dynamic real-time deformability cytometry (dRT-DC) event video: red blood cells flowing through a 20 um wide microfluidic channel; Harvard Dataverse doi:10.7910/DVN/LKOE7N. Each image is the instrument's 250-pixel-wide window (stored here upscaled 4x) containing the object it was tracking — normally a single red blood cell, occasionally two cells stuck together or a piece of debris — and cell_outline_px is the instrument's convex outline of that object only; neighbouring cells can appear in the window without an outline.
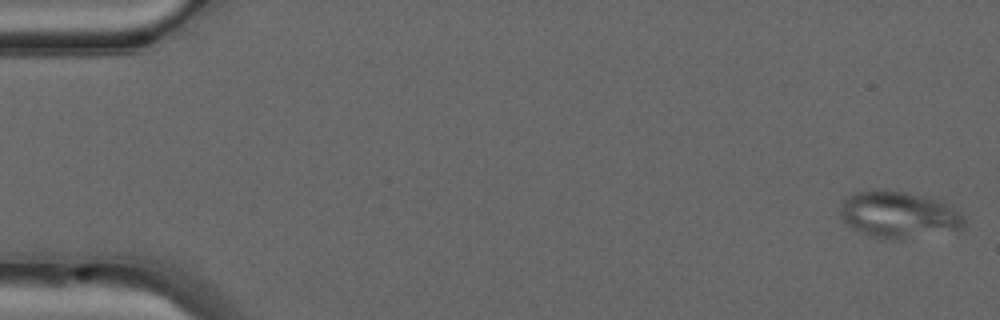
{"species": "common noctule bat (a hibernating species)", "species_latin": "Nyctalus noctula", "temperature_condition": "warm", "stored_images_in_passage": 49, "camera_frame_rate_fps": 3000, "um_per_image_px": 0.085, "animal": {"sex": "male", "forearm_length_mm": 52.5}, "frame": {"image": 1, "passage_image": 1, "time_ms": 0.0, "image_size_px": [1000, 320], "cell_outline_px": [[964, 228], [960, 232], [900, 240], [880, 240], [868, 236], [852, 228], [840, 216], [840, 200], [856, 192], [884, 188], [924, 196], [940, 200], [952, 204], [964, 216]], "centroid_in_image_um": [76.45, 18.28], "position_along_channel_um": 8.5, "area_um2": 35.14}}
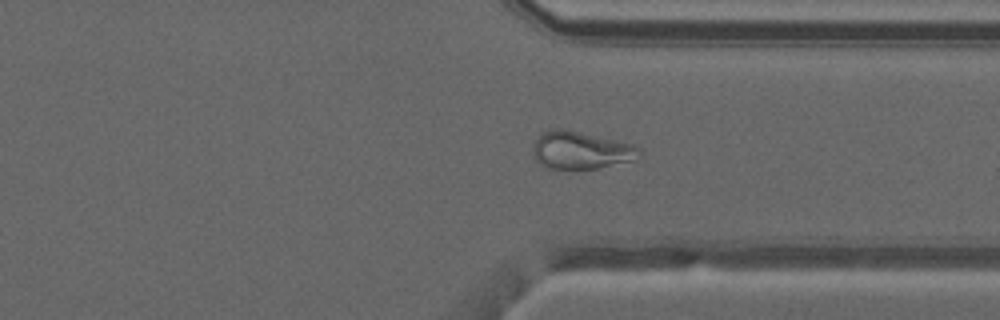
{"frame": {"image": 2, "passage_image": 37, "time_ms": 12.0, "image_size_px": [1000, 320], "cell_outline_px": [[640, 156], [636, 160], [596, 168], [548, 168], [540, 164], [532, 156], [532, 148], [536, 140], [544, 132], [556, 128], [560, 128], [580, 132], [636, 144], [640, 148]], "centroid_in_image_um": [49.4, 12.77], "position_along_channel_um": 362.0, "area_um2": 23.24}}
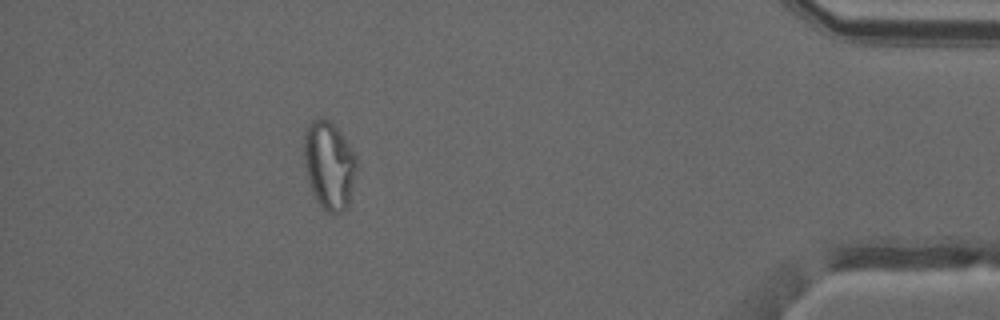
{"frame": {"image": 3, "passage_image": 44, "time_ms": 14.333, "image_size_px": [1000, 320], "cell_outline_px": [[356, 172], [348, 208], [340, 212], [328, 212], [316, 200], [312, 192], [308, 180], [304, 164], [304, 132], [308, 124], [312, 120], [320, 116], [328, 120], [340, 132], [356, 156]], "centroid_in_image_um": [27.96, 14.03], "position_along_channel_um": 407.2, "area_um2": 26.93}, "authors_computed_cell_mechanics": {"area_um2": 26.877, "velocity_mm_per_s": 4.1576, "shape_relaxation_time_tau1_ms": null, "shape_relaxation_time_tau2_ms": 1.3076, "deformation_change_tau1": null, "deformation_change_tau2": 0.054}}